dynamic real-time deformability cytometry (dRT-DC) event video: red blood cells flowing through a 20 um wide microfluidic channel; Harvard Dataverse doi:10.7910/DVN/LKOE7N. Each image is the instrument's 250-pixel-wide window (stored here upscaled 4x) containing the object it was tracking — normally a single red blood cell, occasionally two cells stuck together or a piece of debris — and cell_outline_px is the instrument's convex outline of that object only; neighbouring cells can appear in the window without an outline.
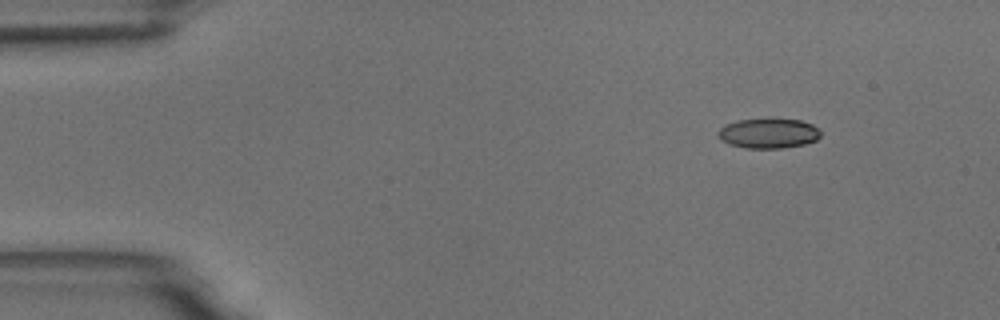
{"species": "common noctule bat (a hibernating species)", "species_latin": "Nyctalus noctula", "temperature_condition": "room temperature", "stored_images_in_passage": 5, "camera_frame_rate_fps": 3000, "um_per_image_px": 0.085, "animal": {"sex": "male", "body_mass_g": 18.8}, "frame": {"image": 1, "passage_image": 2, "time_ms": 2.0, "image_size_px": [1000, 320], "cell_outline_px": [[820, 136], [816, 140], [804, 144], [784, 148], [744, 148], [728, 144], [720, 140], [716, 136], [716, 132], [724, 124], [736, 120], [800, 120], [812, 124], [820, 128]], "centroid_in_image_um": [65.27, 11.35], "position_along_channel_um": 19.7, "area_um2": 17.92}}
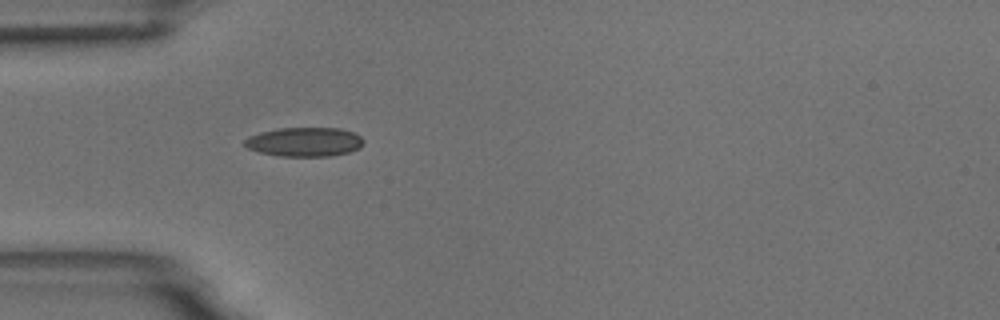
{"frame": {"image": 2, "passage_image": 5, "time_ms": 5.333, "image_size_px": [1000, 320], "cell_outline_px": [[364, 144], [360, 148], [348, 152], [328, 156], [280, 156], [260, 152], [248, 148], [244, 144], [244, 140], [248, 136], [260, 132], [280, 128], [340, 128], [352, 132], [360, 136], [364, 140]], "centroid_in_image_um": [25.89, 12.06], "position_along_channel_um": 59.1, "area_um2": 20.17}}